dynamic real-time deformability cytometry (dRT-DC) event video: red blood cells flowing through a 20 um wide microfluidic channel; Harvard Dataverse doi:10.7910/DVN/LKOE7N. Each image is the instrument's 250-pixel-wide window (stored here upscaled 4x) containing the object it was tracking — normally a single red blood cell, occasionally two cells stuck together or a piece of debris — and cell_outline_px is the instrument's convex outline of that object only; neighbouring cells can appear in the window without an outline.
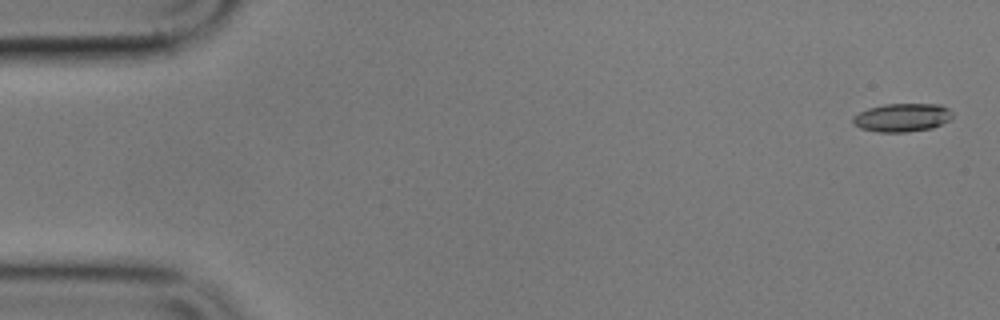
{"species": "common noctule bat (a hibernating species)", "species_latin": "Nyctalus noctula", "temperature_condition": "cold", "stored_images_in_passage": 9, "camera_frame_rate_fps": 3000, "um_per_image_px": 0.085, "animal": {"sex": "male", "body_mass_g": 17.9}, "frame": {"image": 1, "passage_image": 1, "time_ms": 0.0, "image_size_px": [1000, 320], "cell_outline_px": [[952, 116], [948, 120], [932, 128], [904, 132], [876, 132], [860, 128], [852, 124], [852, 116], [868, 108], [884, 104], [940, 104], [948, 108], [952, 112]], "centroid_in_image_um": [76.64, 9.99], "position_along_channel_um": 8.4, "area_um2": 16.47}}
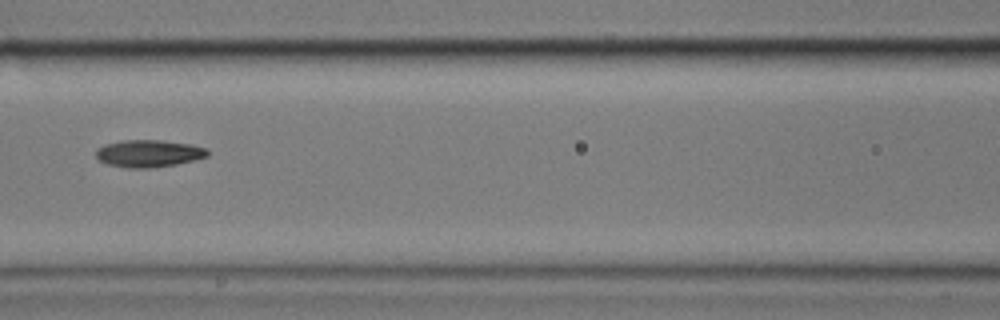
{"frame": {"image": 2, "passage_image": 7, "time_ms": 8.0, "image_size_px": [1000, 320], "cell_outline_px": [[208, 156], [196, 160], [176, 164], [152, 168], [128, 168], [108, 164], [100, 160], [96, 156], [96, 148], [104, 144], [120, 140], [160, 140], [192, 144], [208, 148]], "centroid_in_image_um": [12.65, 13.04], "position_along_channel_um": 153.9, "area_um2": 17.92}}
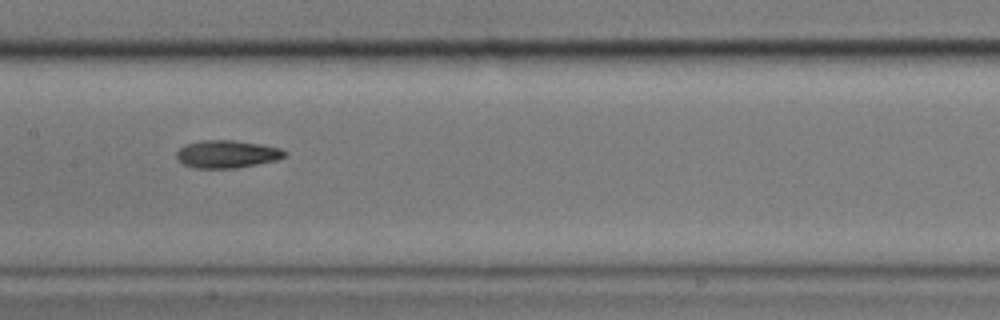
{"frame": {"image": 3, "passage_image": 8, "time_ms": 9.0, "image_size_px": [1000, 320], "cell_outline_px": [[288, 152], [284, 156], [276, 160], [236, 168], [196, 168], [184, 164], [176, 160], [176, 152], [184, 144], [200, 140], [236, 140], [260, 144], [280, 148]], "centroid_in_image_um": [19.25, 13.09], "position_along_channel_um": 188.1, "area_um2": 17.51}}